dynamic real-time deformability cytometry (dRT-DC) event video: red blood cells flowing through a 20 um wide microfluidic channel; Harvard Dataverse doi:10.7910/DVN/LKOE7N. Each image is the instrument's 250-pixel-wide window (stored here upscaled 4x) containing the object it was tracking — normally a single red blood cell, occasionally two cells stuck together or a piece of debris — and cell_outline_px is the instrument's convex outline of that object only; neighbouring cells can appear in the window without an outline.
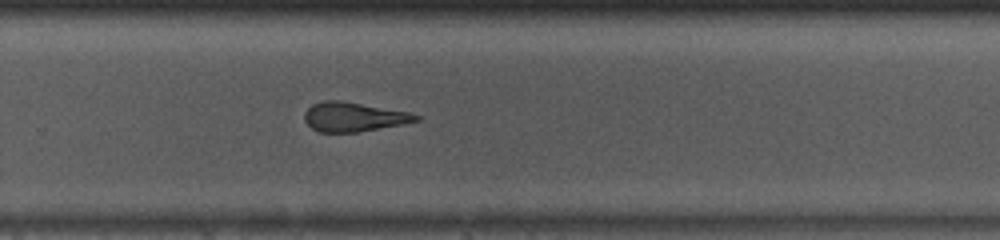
{"species": "common noctule bat (a hibernating species)", "species_latin": "Nyctalus noctula", "temperature_condition": "room temperature", "stored_images_in_passage": 38, "camera_frame_rate_fps": 3000, "um_per_image_px": 0.085, "animal": {"sex": "male", "body_mass_g": 13.0, "forearm_length_mm": 53.1}, "frame": {"image": 1, "passage_image": 22, "time_ms": 7.0, "image_size_px": [1000, 240], "cell_outline_px": [[420, 120], [404, 124], [356, 132], [320, 132], [312, 128], [304, 120], [304, 112], [312, 104], [324, 100], [340, 100], [408, 112], [420, 116]], "centroid_in_image_um": [30.04, 9.93], "position_along_channel_um": 299.8, "area_um2": 18.9}, "authors_computed_cell_mechanics": {"area_um2": 20.0855, "velocity_mm_per_s": 4.104, "shape_relaxation_time_tau1_ms": null, "shape_relaxation_time_tau2_ms": 2.7822, "deformation_change_tau1": null, "deformation_change_tau2": 0.132}}